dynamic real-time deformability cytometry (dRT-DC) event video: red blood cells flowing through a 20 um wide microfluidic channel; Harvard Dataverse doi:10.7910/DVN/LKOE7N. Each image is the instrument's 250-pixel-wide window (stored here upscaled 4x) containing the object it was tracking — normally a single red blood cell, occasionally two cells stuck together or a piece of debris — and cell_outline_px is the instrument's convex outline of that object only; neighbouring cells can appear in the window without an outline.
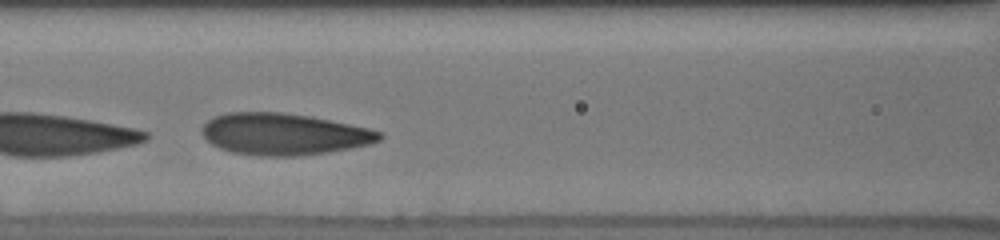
{"species": "human", "species_latin": "Homo sapiens", "temperature_condition": "cold", "stored_images_in_passage": 12, "camera_frame_rate_fps": 3000, "um_per_image_px": 0.085, "donor": {"sex": "male"}, "frame": {"image": 1, "passage_image": 9, "time_ms": 3.667, "image_size_px": [1000, 240], "cell_outline_px": [[384, 136], [380, 140], [372, 144], [328, 152], [296, 156], [260, 156], [232, 152], [220, 148], [212, 144], [200, 132], [204, 124], [212, 116], [228, 112], [280, 112], [312, 116], [368, 128], [380, 132]], "centroid_in_image_um": [24.12, 11.39], "position_along_channel_um": 142.5, "area_um2": 43.23}}